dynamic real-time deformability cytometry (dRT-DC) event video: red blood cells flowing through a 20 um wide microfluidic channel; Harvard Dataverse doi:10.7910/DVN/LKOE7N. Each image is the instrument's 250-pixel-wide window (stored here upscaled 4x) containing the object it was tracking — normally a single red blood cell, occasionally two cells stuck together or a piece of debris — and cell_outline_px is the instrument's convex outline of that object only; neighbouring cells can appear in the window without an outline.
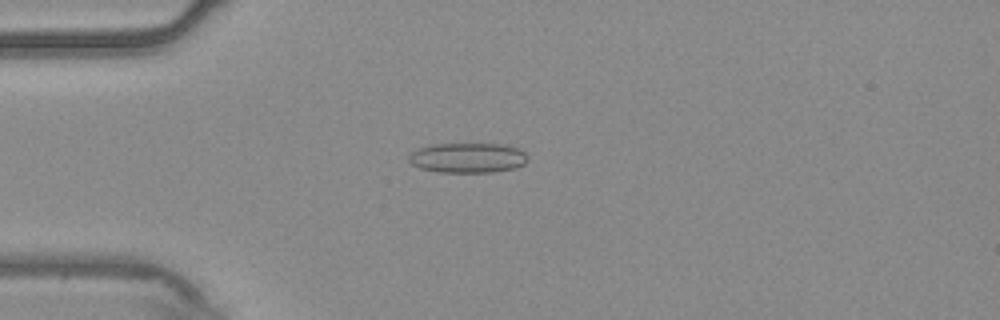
{"species": "common noctule bat (a hibernating species)", "species_latin": "Nyctalus noctula", "temperature_condition": "warm", "stored_images_in_passage": 46, "camera_frame_rate_fps": 3000, "um_per_image_px": 0.085, "animal": {"sex": "male", "body_mass_g": 20.4}, "frame": {"image": 1, "passage_image": 6, "time_ms": 1.667, "image_size_px": [1000, 320], "cell_outline_px": [[528, 160], [524, 164], [516, 168], [492, 172], [440, 172], [420, 168], [412, 164], [408, 160], [408, 156], [416, 148], [432, 144], [504, 144], [520, 148], [528, 156]], "centroid_in_image_um": [39.77, 13.41], "position_along_channel_um": 45.2, "area_um2": 20.98}}
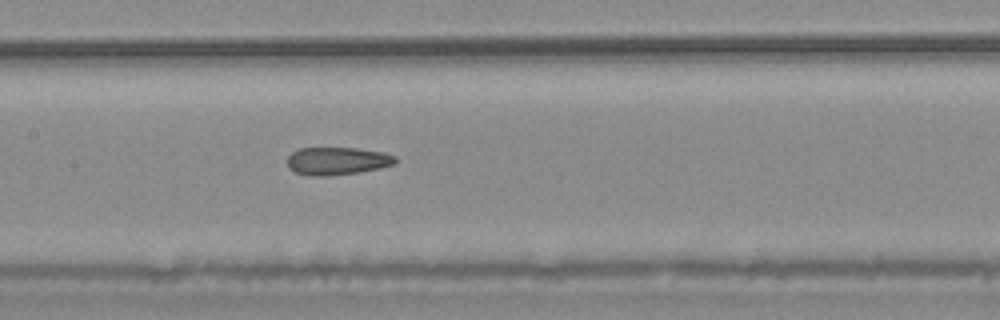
{"frame": {"image": 2, "passage_image": 18, "time_ms": 5.667, "image_size_px": [1000, 320], "cell_outline_px": [[396, 160], [392, 164], [380, 168], [360, 172], [324, 176], [312, 176], [296, 172], [288, 168], [288, 156], [292, 152], [300, 148], [356, 148], [384, 152], [396, 156]], "centroid_in_image_um": [28.65, 13.68], "position_along_channel_um": 178.7, "area_um2": 17.4}}
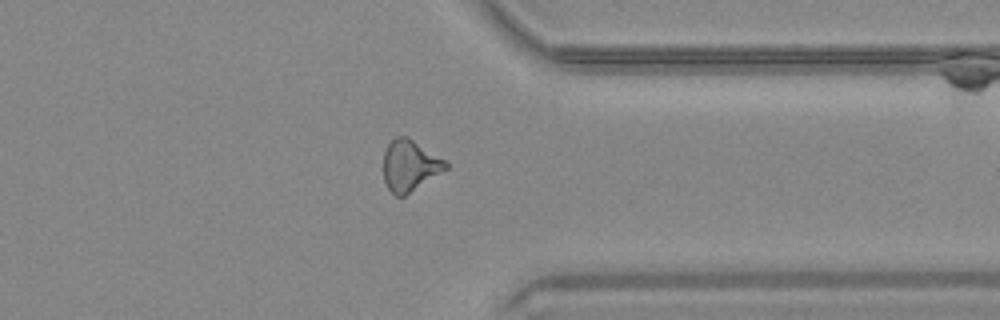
{"frame": {"image": 3, "passage_image": 34, "time_ms": 11.0, "image_size_px": [1000, 320], "cell_outline_px": [[448, 168], [404, 196], [396, 196], [388, 188], [384, 180], [384, 152], [388, 144], [396, 136], [408, 136], [448, 160]], "centroid_in_image_um": [34.86, 14.04], "position_along_channel_um": 376.5, "area_um2": 18.67}, "authors_computed_cell_mechanics": {"area_um2": 18.3804, "velocity_mm_per_s": 3.777, "shape_relaxation_time_tau1_ms": null, "shape_relaxation_time_tau2_ms": 3.2475, "deformation_change_tau1": null, "deformation_change_tau2": 0.1219}}